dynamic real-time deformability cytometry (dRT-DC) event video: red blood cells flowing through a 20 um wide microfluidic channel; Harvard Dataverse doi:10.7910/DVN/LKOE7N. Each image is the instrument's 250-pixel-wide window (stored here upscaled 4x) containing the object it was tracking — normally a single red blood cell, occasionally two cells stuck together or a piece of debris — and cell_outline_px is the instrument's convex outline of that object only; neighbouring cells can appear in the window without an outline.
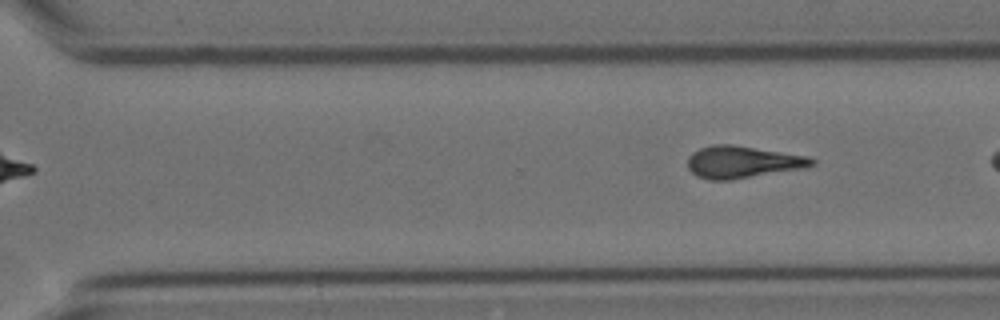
{"species": "Egyptian fruit bat (a non-hibernating species)", "species_latin": "Rousettus aegyptiacus", "temperature_condition": "cold", "stored_images_in_passage": 11, "segment_of_instrument_passage": [2, 2], "camera_frame_rate_fps": 3000, "um_per_image_px": 0.085, "animal": {"sex": "female"}, "frame": {"image": 1, "passage_image": 11, "time_ms": 12.333, "image_size_px": [1000, 320], "cell_outline_px": [[816, 164], [804, 168], [732, 180], [708, 180], [696, 176], [688, 168], [688, 156], [692, 152], [700, 148], [712, 144], [732, 144], [808, 156], [816, 160]], "centroid_in_image_um": [63.1, 13.77], "position_along_channel_um": 307.5, "area_um2": 23.41}}